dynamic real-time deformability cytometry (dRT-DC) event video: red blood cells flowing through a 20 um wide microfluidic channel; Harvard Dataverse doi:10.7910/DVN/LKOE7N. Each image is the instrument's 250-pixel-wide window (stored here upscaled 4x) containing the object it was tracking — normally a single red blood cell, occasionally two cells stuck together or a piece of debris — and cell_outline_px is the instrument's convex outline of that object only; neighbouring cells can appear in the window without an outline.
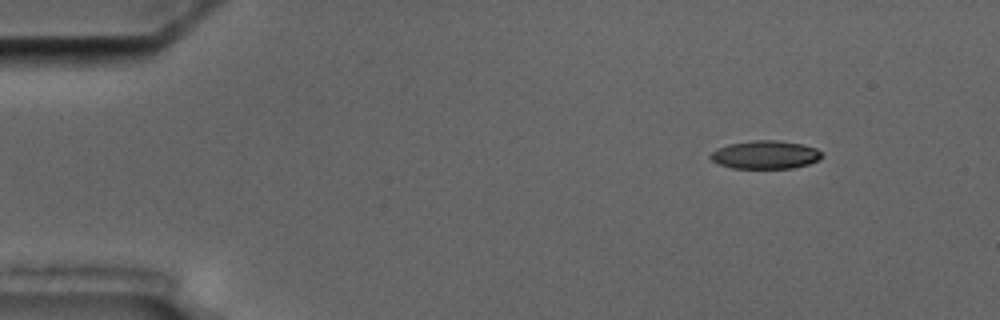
{"species": "common noctule bat (a hibernating species)", "species_latin": "Nyctalus noctula", "temperature_condition": "cold", "stored_images_in_passage": 3, "camera_frame_rate_fps": 3000, "um_per_image_px": 0.085, "animal": {"sex": "male", "body_mass_g": 17.5, "forearm_length_mm": 52.3}, "frame": {"image": 1, "passage_image": 1, "time_ms": 0.0, "image_size_px": [1000, 320], "cell_outline_px": [[820, 156], [816, 160], [808, 164], [792, 168], [732, 168], [720, 164], [712, 160], [708, 156], [716, 148], [728, 144], [752, 140], [776, 140], [800, 144], [816, 148], [820, 152]], "centroid_in_image_um": [64.99, 13.15], "position_along_channel_um": 20.0, "area_um2": 18.09}}
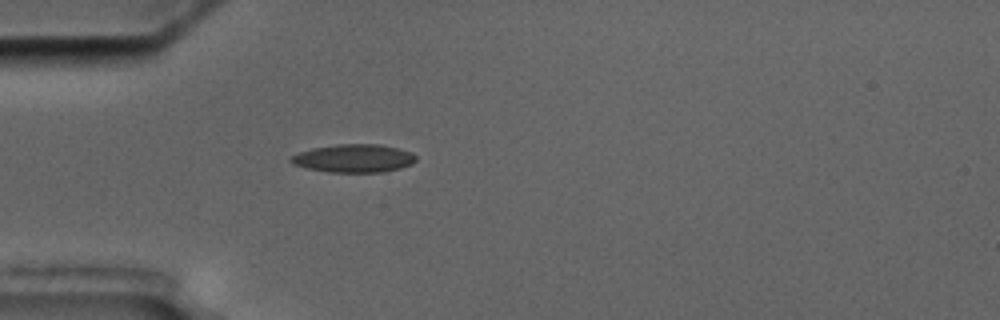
{"frame": {"image": 2, "passage_image": 3, "time_ms": 3.333, "image_size_px": [1000, 320], "cell_outline_px": [[416, 160], [412, 164], [400, 168], [384, 172], [328, 172], [308, 168], [292, 164], [288, 160], [288, 156], [296, 152], [312, 148], [336, 144], [380, 144], [412, 152], [416, 156]], "centroid_in_image_um": [30.02, 13.45], "position_along_channel_um": 55.0, "area_um2": 20.75}}